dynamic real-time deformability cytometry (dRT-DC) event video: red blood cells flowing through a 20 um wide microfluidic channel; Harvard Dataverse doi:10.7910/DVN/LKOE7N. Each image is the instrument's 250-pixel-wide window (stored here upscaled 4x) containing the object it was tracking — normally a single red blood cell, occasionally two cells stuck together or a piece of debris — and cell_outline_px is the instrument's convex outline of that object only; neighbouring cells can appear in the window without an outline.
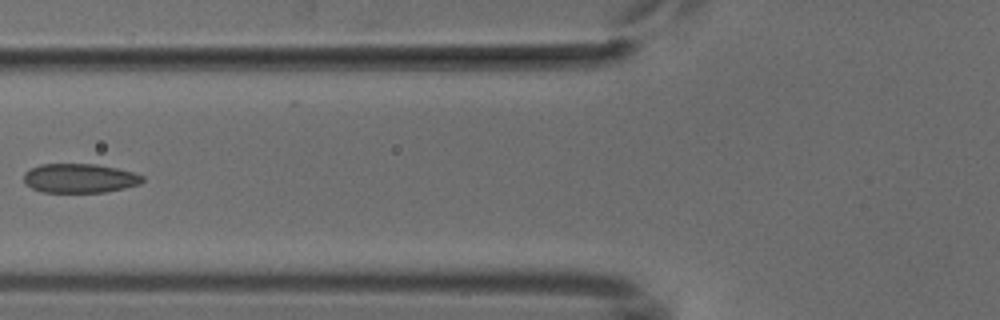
{"species": "common noctule bat (a hibernating species)", "species_latin": "Nyctalus noctula", "temperature_condition": "cold", "stored_images_in_passage": 6, "camera_frame_rate_fps": 3000, "um_per_image_px": 0.085, "animal": {"sex": "male", "body_mass_g": 18.8}, "frame": {"image": 1, "passage_image": 5, "time_ms": 5.667, "image_size_px": [1000, 320], "cell_outline_px": [[144, 180], [140, 184], [124, 188], [104, 192], [44, 192], [32, 188], [24, 184], [24, 172], [40, 164], [96, 164], [116, 168], [132, 172], [144, 176]], "centroid_in_image_um": [6.76, 15.15], "position_along_channel_um": 119.0, "area_um2": 20.17}}
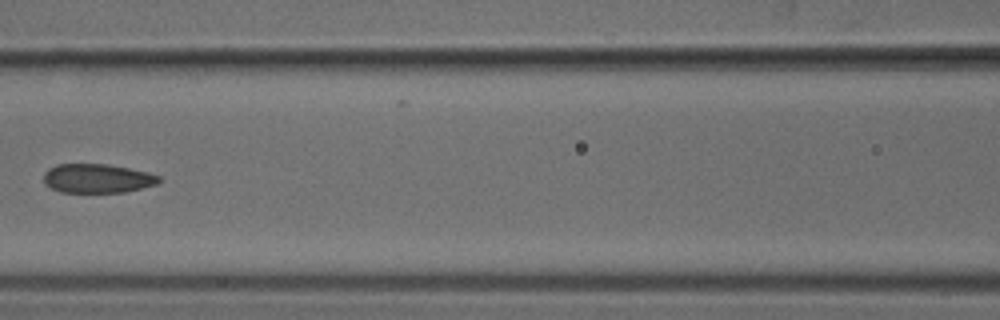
{"frame": {"image": 2, "passage_image": 6, "time_ms": 6.667, "image_size_px": [1000, 320], "cell_outline_px": [[160, 180], [156, 184], [124, 192], [60, 192], [44, 184], [44, 172], [48, 168], [56, 164], [108, 164], [148, 172], [160, 176]], "centroid_in_image_um": [8.24, 15.16], "position_along_channel_um": 158.4, "area_um2": 19.48}}